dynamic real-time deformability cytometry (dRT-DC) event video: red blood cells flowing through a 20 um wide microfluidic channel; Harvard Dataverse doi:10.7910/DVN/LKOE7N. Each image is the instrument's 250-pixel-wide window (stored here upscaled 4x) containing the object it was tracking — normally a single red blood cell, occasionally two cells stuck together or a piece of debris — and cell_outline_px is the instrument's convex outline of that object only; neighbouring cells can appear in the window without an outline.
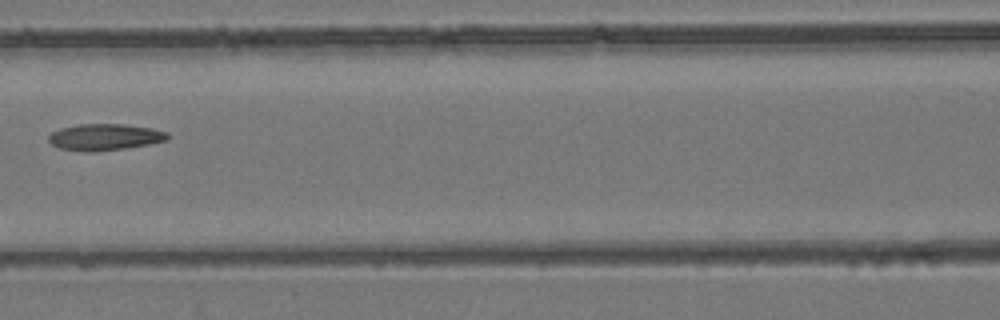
{"species": "common noctule bat (a hibernating species)", "species_latin": "Nyctalus noctula", "temperature_condition": "room temperature", "stored_images_in_passage": 9, "camera_frame_rate_fps": 3000, "um_per_image_px": 0.085, "animal": {"sex": "female", "body_mass_g": 24.6, "forearm_length_mm": 56.2}, "frame": {"image": 1, "passage_image": 7, "time_ms": 2.0, "image_size_px": [1000, 320], "cell_outline_px": [[172, 136], [168, 140], [148, 144], [124, 148], [92, 152], [60, 148], [52, 144], [48, 140], [48, 136], [52, 132], [60, 128], [80, 124], [124, 124], [152, 128], [168, 132]], "centroid_in_image_um": [8.95, 11.64], "position_along_channel_um": 157.7, "area_um2": 18.32}}
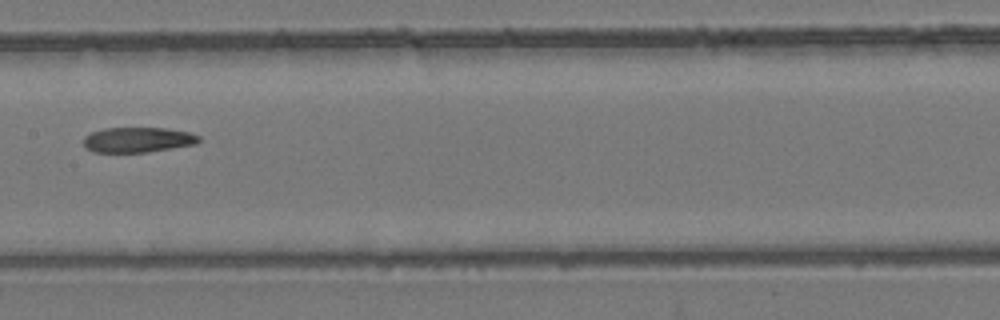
{"frame": {"image": 2, "passage_image": 8, "time_ms": 2.333, "image_size_px": [1000, 320], "cell_outline_px": [[200, 140], [196, 144], [148, 152], [92, 152], [84, 144], [84, 136], [92, 132], [104, 128], [168, 128], [188, 132], [200, 136]], "centroid_in_image_um": [11.73, 11.88], "position_along_channel_um": 195.7, "area_um2": 16.88}}
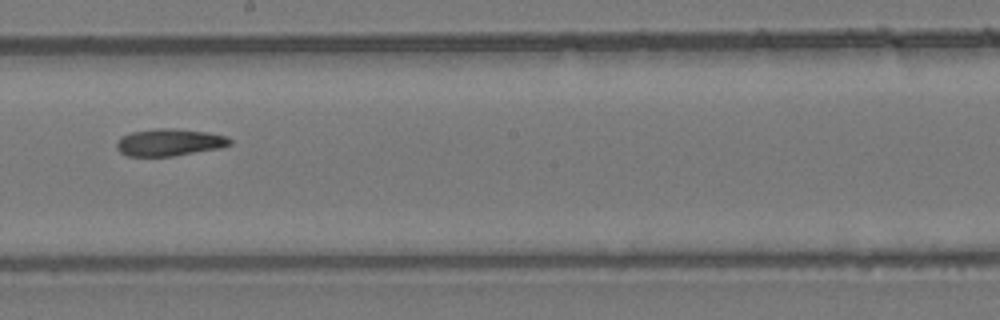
{"frame": {"image": 3, "passage_image": 9, "time_ms": 2.667, "image_size_px": [1000, 320], "cell_outline_px": [[232, 144], [220, 148], [172, 156], [128, 156], [120, 152], [116, 148], [116, 144], [124, 136], [132, 132], [156, 128], [176, 128], [208, 132], [228, 136], [232, 140]], "centroid_in_image_um": [14.45, 12.09], "position_along_channel_um": 233.8, "area_um2": 17.92}}